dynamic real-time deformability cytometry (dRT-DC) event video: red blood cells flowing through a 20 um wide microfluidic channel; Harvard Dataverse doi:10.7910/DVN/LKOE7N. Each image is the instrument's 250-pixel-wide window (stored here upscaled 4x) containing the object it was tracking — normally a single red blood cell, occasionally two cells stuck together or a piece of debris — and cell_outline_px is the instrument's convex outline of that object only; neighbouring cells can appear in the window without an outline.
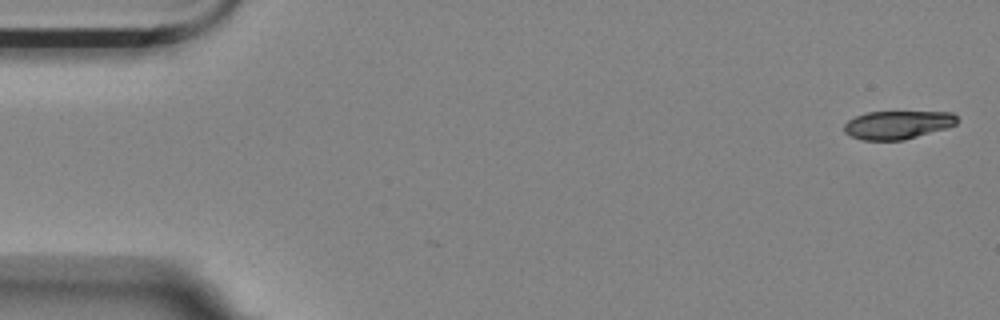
{"species": "Egyptian fruit bat (a non-hibernating species)", "species_latin": "Rousettus aegyptiacus", "temperature_condition": "room temperature", "stored_images_in_passage": 2, "camera_frame_rate_fps": 3000, "um_per_image_px": 0.085, "animal": {"sex": "female"}, "frame": {"image": 1, "passage_image": 2, "time_ms": 0.333, "image_size_px": [1000, 320], "cell_outline_px": [[956, 124], [944, 128], [904, 140], [864, 140], [852, 136], [844, 132], [844, 124], [848, 120], [856, 116], [868, 112], [952, 112], [956, 116]], "centroid_in_image_um": [76.26, 10.61], "position_along_channel_um": 8.7, "area_um2": 18.32}}